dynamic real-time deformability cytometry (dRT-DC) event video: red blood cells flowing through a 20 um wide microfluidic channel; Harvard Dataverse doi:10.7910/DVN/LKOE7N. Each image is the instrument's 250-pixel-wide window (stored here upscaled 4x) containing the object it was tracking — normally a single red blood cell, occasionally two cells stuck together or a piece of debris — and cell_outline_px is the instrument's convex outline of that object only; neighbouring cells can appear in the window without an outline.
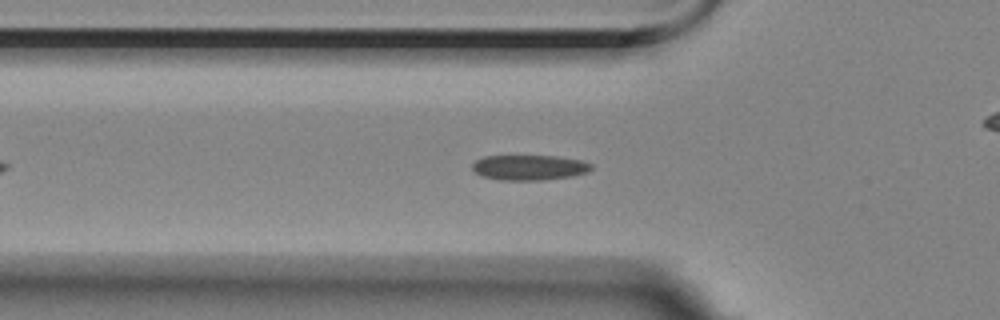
{"species": "Egyptian fruit bat (a non-hibernating species)", "species_latin": "Rousettus aegyptiacus", "temperature_condition": "room temperature", "stored_images_in_passage": 50, "camera_frame_rate_fps": 3000, "um_per_image_px": 0.085, "animal": {"sex": "female"}, "frame": {"image": 1, "passage_image": 11, "time_ms": 3.333, "image_size_px": [1000, 320], "cell_outline_px": [[592, 168], [588, 172], [572, 176], [540, 180], [500, 180], [484, 176], [476, 172], [472, 168], [472, 164], [476, 160], [484, 156], [556, 156], [580, 160], [592, 164]], "centroid_in_image_um": [45.0, 14.23], "position_along_channel_um": 80.8, "area_um2": 17.34}}
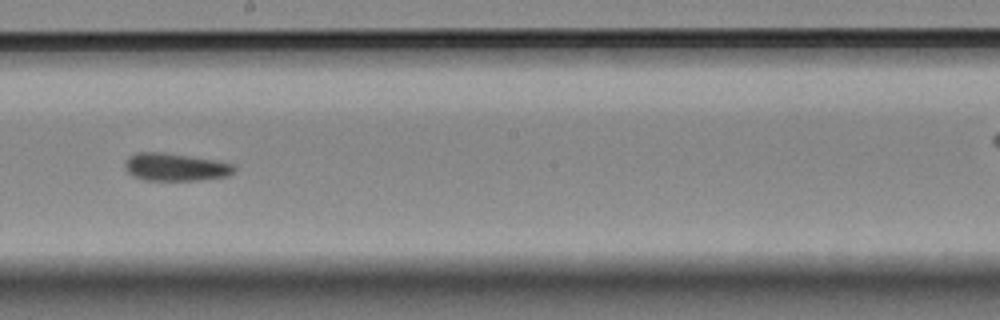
{"frame": {"image": 2, "passage_image": 24, "time_ms": 7.667, "image_size_px": [1000, 320], "cell_outline_px": [[236, 168], [228, 176], [196, 180], [148, 180], [136, 176], [128, 172], [124, 168], [124, 164], [128, 156], [136, 152], [164, 152], [212, 160], [232, 164]], "centroid_in_image_um": [14.86, 14.19], "position_along_channel_um": 233.3, "area_um2": 17.34}}
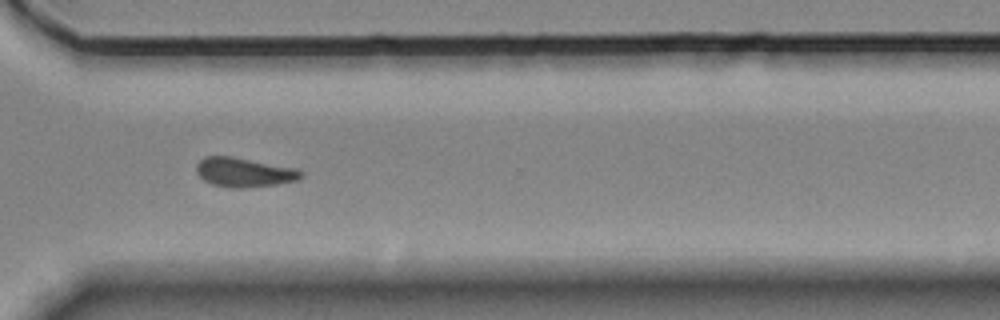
{"frame": {"image": 3, "passage_image": 34, "time_ms": 11.0, "image_size_px": [1000, 320], "cell_outline_px": [[304, 176], [296, 180], [276, 184], [244, 188], [232, 188], [212, 184], [204, 180], [196, 172], [196, 164], [204, 156], [232, 156], [296, 168], [304, 172]], "centroid_in_image_um": [20.74, 14.64], "position_along_channel_um": 349.9, "area_um2": 17.92}}